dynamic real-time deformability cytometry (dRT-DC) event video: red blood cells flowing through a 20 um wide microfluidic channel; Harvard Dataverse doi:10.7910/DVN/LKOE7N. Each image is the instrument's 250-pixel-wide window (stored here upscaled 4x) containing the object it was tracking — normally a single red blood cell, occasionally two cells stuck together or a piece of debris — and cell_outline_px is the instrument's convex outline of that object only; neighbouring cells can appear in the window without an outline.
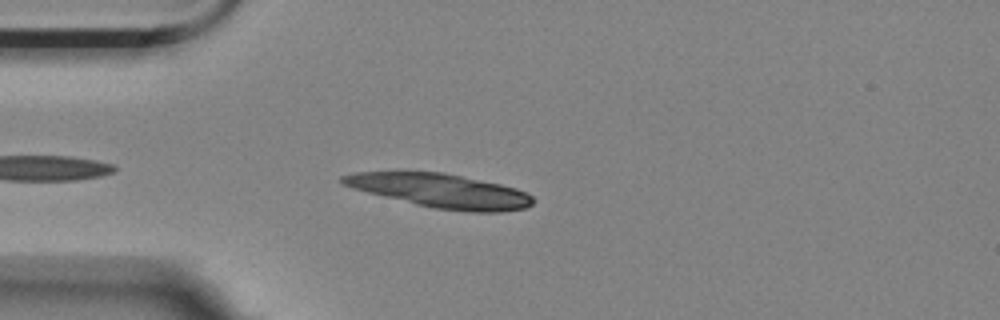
{"species": "Egyptian fruit bat (a non-hibernating species)", "species_latin": "Rousettus aegyptiacus", "temperature_condition": "room temperature", "stored_images_in_passage": 4, "camera_frame_rate_fps": 3000, "um_per_image_px": 0.085, "animal": {"sex": "female"}, "frame": {"image": 1, "passage_image": 3, "time_ms": 0.667, "image_size_px": [1000, 320], "cell_outline_px": [[532, 204], [524, 208], [500, 212], [472, 212], [432, 208], [352, 188], [340, 184], [340, 176], [356, 172], [444, 172], [500, 184], [516, 188], [528, 192], [532, 196]], "centroid_in_image_um": [37.45, 16.21], "position_along_channel_um": 47.6, "area_um2": 37.4}}